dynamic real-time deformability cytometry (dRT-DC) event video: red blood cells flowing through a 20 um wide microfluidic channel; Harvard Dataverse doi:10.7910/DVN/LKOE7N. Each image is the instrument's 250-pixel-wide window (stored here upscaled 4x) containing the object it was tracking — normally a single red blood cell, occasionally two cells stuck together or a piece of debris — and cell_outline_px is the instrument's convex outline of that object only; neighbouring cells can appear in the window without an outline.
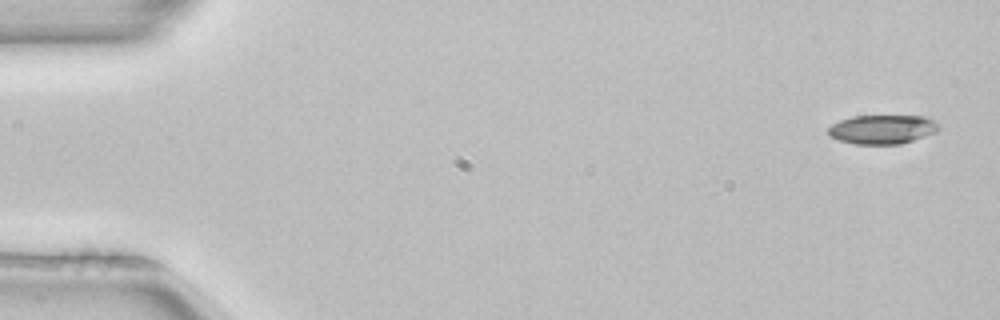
{"species": "common noctule bat (a hibernating species)", "species_latin": "Nyctalus noctula", "temperature_condition": "room temperature", "stored_images_in_passage": 5, "camera_frame_rate_fps": 3000, "um_per_image_px": 0.085, "animal": {"sex": "female", "body_mass_g": 22.7, "forearm_length_mm": 54.2}, "frame": {"image": 1, "passage_image": 1, "time_ms": 0.0, "image_size_px": [1000, 320], "cell_outline_px": [[940, 128], [936, 132], [900, 144], [856, 144], [840, 140], [828, 136], [828, 128], [832, 124], [840, 120], [852, 116], [928, 116], [936, 120], [940, 124]], "centroid_in_image_um": [75.03, 10.98], "position_along_channel_um": 10.0, "area_um2": 18.84}}
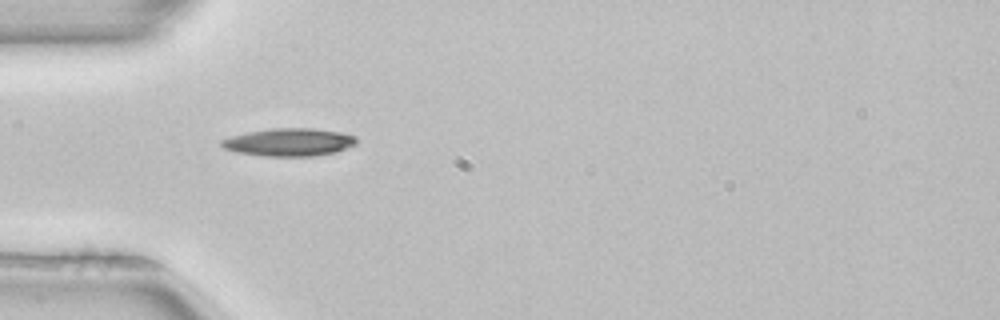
{"frame": {"image": 2, "passage_image": 4, "time_ms": 1.0, "image_size_px": [1000, 320], "cell_outline_px": [[356, 144], [336, 152], [316, 156], [264, 156], [236, 152], [224, 148], [220, 144], [220, 140], [232, 136], [248, 132], [276, 128], [312, 128], [340, 132], [356, 136]], "centroid_in_image_um": [24.58, 12.09], "position_along_channel_um": 60.4, "area_um2": 21.79}}